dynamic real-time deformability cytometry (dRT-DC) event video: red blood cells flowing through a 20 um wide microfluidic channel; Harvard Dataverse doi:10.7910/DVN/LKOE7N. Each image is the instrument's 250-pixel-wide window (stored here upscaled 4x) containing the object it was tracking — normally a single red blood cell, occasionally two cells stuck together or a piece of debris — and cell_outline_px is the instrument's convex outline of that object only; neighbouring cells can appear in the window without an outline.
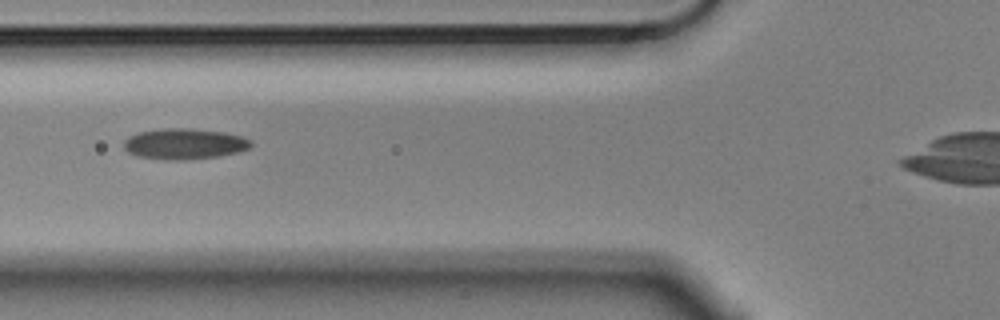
{"species": "Egyptian fruit bat (a non-hibernating species)", "species_latin": "Rousettus aegyptiacus", "temperature_condition": "cold", "stored_images_in_passage": 7, "camera_frame_rate_fps": 3000, "um_per_image_px": 0.085, "animal": {"sex": "male"}, "frame": {"image": 1, "passage_image": 6, "time_ms": 1.667, "image_size_px": [1000, 320], "cell_outline_px": [[252, 144], [248, 148], [236, 152], [220, 156], [184, 160], [164, 160], [136, 156], [128, 152], [124, 148], [124, 140], [128, 136], [140, 132], [164, 128], [188, 128], [224, 132], [240, 136], [252, 140]], "centroid_in_image_um": [15.64, 12.23], "position_along_channel_um": 110.2, "area_um2": 22.83}}
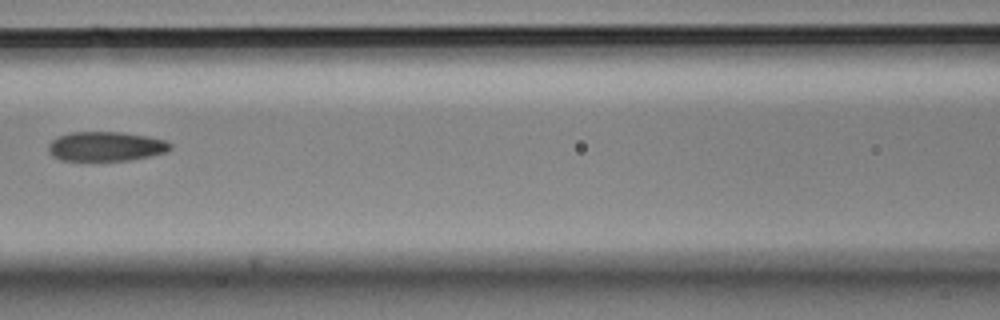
{"frame": {"image": 2, "passage_image": 7, "time_ms": 2.0, "image_size_px": [1000, 320], "cell_outline_px": [[172, 148], [168, 152], [132, 160], [60, 160], [52, 156], [48, 152], [48, 144], [56, 136], [72, 132], [124, 132], [148, 136], [164, 140], [172, 144]], "centroid_in_image_um": [9.0, 12.44], "position_along_channel_um": 157.6, "area_um2": 21.15}}